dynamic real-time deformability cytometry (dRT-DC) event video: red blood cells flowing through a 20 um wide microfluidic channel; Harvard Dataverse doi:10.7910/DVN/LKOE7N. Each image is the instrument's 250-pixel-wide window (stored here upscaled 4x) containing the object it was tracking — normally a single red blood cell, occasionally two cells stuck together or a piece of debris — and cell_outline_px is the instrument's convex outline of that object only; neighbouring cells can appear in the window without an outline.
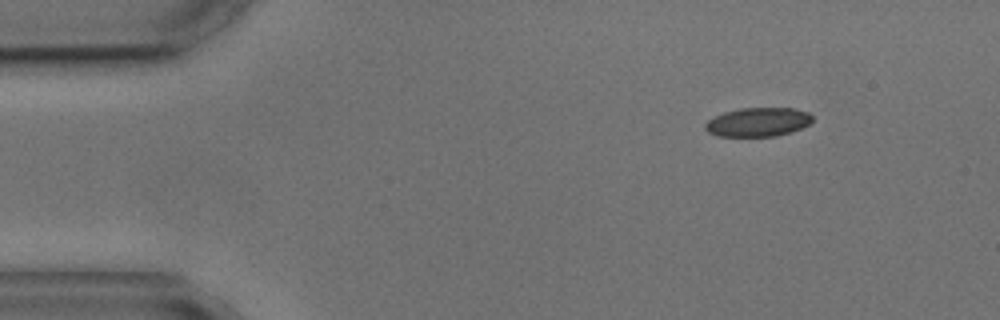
{"species": "common noctule bat (a hibernating species)", "species_latin": "Nyctalus noctula", "temperature_condition": "cold", "stored_images_in_passage": 5, "camera_frame_rate_fps": 3000, "um_per_image_px": 0.085, "animal": {"sex": "male", "body_mass_g": 17.9, "forearm_length_mm": 54.2}, "frame": {"image": 1, "passage_image": 1, "time_ms": 0.0, "image_size_px": [1000, 320], "cell_outline_px": [[812, 120], [808, 124], [792, 132], [776, 136], [716, 136], [708, 132], [704, 128], [704, 124], [708, 120], [724, 112], [740, 108], [792, 108], [808, 112], [812, 116]], "centroid_in_image_um": [64.41, 10.38], "position_along_channel_um": 20.6, "area_um2": 18.03}}
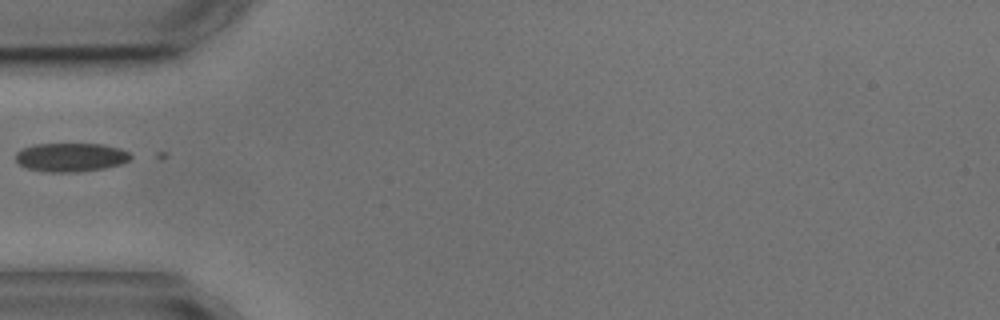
{"frame": {"image": 2, "passage_image": 4, "time_ms": 3.667, "image_size_px": [1000, 320], "cell_outline_px": [[132, 156], [128, 160], [120, 164], [104, 168], [76, 172], [52, 172], [28, 168], [20, 164], [16, 160], [16, 152], [20, 148], [32, 144], [104, 144], [120, 148], [128, 152]], "centroid_in_image_um": [6.0, 13.35], "position_along_channel_um": 79.0, "area_um2": 19.19}}